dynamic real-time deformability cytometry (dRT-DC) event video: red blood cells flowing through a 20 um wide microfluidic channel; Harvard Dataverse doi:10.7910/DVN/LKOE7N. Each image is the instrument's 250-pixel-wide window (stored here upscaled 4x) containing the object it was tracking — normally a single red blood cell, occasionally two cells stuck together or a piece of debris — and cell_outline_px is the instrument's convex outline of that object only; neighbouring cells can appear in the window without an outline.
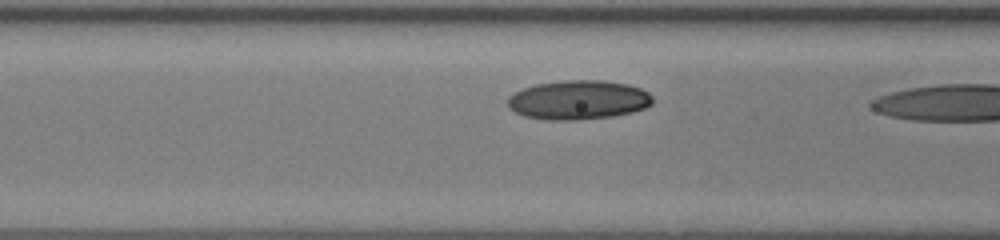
{"species": "human", "species_latin": "Homo sapiens", "temperature_condition": "room temperature", "stored_images_in_passage": 8, "camera_frame_rate_fps": 3000, "um_per_image_px": 0.085, "donor": {"sex": "female"}, "frame": {"image": 1, "passage_image": 7, "time_ms": 2.0, "image_size_px": [1000, 240], "cell_outline_px": [[652, 104], [644, 108], [632, 112], [612, 116], [576, 120], [548, 120], [524, 116], [508, 108], [508, 96], [524, 88], [536, 84], [564, 80], [604, 80], [628, 84], [640, 88], [648, 92], [652, 96]], "centroid_in_image_um": [49.16, 8.49], "position_along_channel_um": 117.4, "area_um2": 33.12}}